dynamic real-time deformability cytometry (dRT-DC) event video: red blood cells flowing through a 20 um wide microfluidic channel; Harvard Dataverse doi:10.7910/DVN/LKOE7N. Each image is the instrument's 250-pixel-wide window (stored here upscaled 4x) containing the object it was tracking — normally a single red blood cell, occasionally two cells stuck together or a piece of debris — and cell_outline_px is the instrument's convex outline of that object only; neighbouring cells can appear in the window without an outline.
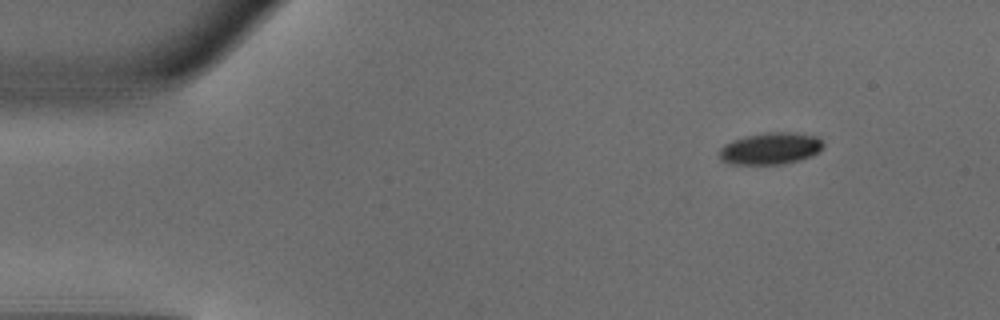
{"species": "common noctule bat (a hibernating species)", "species_latin": "Nyctalus noctula", "temperature_condition": "warm", "stored_images_in_passage": 44, "camera_frame_rate_fps": 3000, "um_per_image_px": 0.085, "animal": {"sex": "male", "body_mass_g": 18.8}, "frame": {"image": 1, "passage_image": 1, "time_ms": 0.0, "image_size_px": [1000, 320], "cell_outline_px": [[824, 144], [812, 156], [800, 160], [784, 164], [728, 164], [720, 160], [720, 148], [724, 144], [732, 140], [764, 132], [796, 132], [816, 136]], "centroid_in_image_um": [65.47, 12.62], "position_along_channel_um": 19.5, "area_um2": 19.31}}
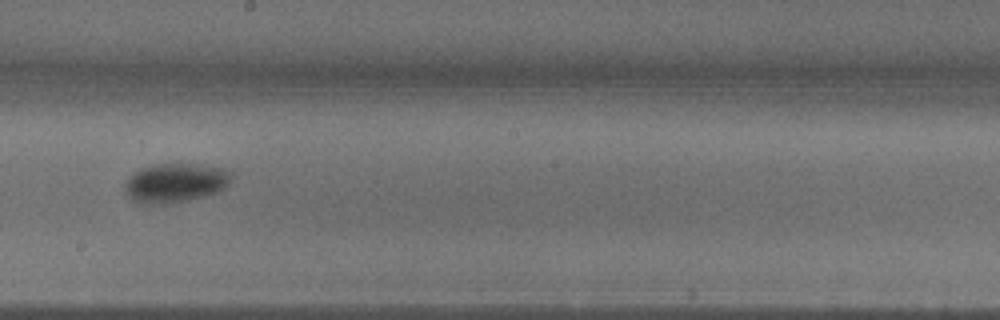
{"frame": {"image": 2, "passage_image": 23, "time_ms": 7.333, "image_size_px": [1000, 320], "cell_outline_px": [[232, 176], [228, 184], [224, 188], [216, 192], [188, 200], [164, 204], [136, 204], [128, 196], [124, 188], [128, 176], [140, 168], [152, 164], [196, 164], [224, 168], [232, 172]], "centroid_in_image_um": [14.86, 15.54], "position_along_channel_um": 233.3, "area_um2": 24.51}}
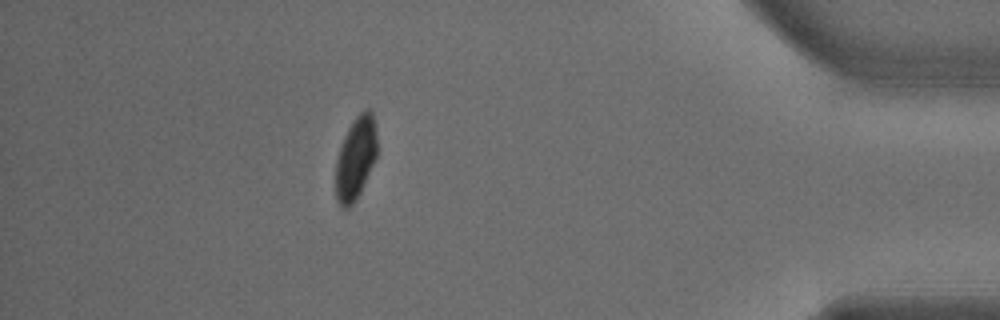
{"frame": {"image": 3, "passage_image": 39, "time_ms": 12.667, "image_size_px": [1000, 320], "cell_outline_px": [[376, 156], [360, 192], [356, 200], [348, 208], [340, 208], [336, 200], [336, 160], [344, 136], [348, 128], [356, 116], [364, 108], [368, 108], [372, 112], [376, 132]], "centroid_in_image_um": [30.21, 13.45], "position_along_channel_um": 405.0, "area_um2": 19.77}, "authors_computed_cell_mechanics": {"area_um2": 21.4149, "velocity_mm_per_s": 4.095, "shape_relaxation_time_tau1_ms": 2.2449, "shape_relaxation_time_tau2_ms": null, "deformation_change_tau1": 0.1355, "deformation_change_tau2": null}}